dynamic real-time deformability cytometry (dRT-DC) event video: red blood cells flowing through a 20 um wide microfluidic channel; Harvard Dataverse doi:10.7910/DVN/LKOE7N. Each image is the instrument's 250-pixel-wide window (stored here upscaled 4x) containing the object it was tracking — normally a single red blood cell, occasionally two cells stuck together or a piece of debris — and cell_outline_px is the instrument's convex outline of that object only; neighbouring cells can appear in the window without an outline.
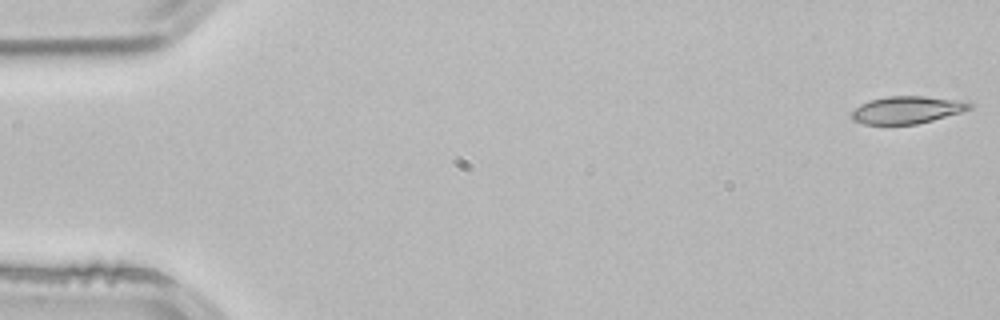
{"species": "common noctule bat (a hibernating species)", "species_latin": "Nyctalus noctula", "temperature_condition": "room temperature", "stored_images_in_passage": 4, "segment_of_instrument_passage": [2, 2], "camera_frame_rate_fps": 3000, "um_per_image_px": 0.085, "animal": {"sex": "male", "body_mass_g": 21.5, "forearm_length_mm": 52.0}, "frame": {"image": 1, "passage_image": 4, "time_ms": 1.0, "image_size_px": [1000, 320], "cell_outline_px": [[972, 108], [960, 112], [932, 120], [916, 124], [864, 124], [852, 120], [848, 116], [848, 112], [860, 104], [868, 100], [888, 96], [924, 96], [960, 100], [972, 104]], "centroid_in_image_um": [77.0, 9.34], "position_along_channel_um": 8.0, "area_um2": 18.96}}